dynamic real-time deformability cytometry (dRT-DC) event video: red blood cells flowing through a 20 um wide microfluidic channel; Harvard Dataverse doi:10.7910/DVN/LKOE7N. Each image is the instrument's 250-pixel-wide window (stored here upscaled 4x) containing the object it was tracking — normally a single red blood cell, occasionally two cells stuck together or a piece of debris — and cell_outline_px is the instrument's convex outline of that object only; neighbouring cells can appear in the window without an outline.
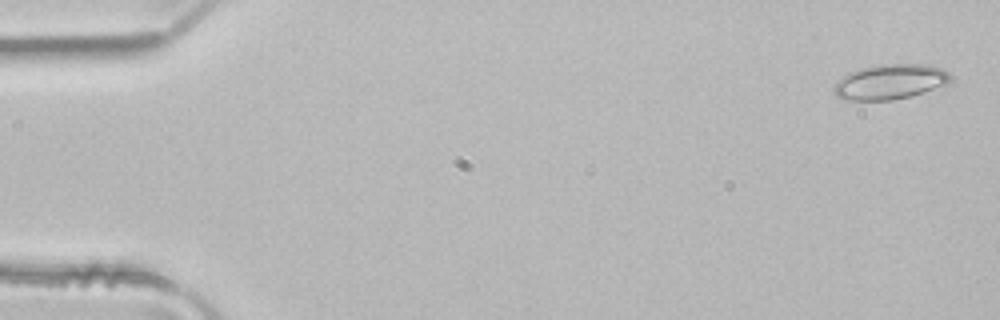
{"species": "common noctule bat (a hibernating species)", "species_latin": "Nyctalus noctula", "temperature_condition": "room temperature", "stored_images_in_passage": 4, "camera_frame_rate_fps": 3000, "um_per_image_px": 0.085, "animal": {"sex": "male", "body_mass_g": 21.5, "forearm_length_mm": 52.0}, "frame": {"image": 1, "passage_image": 1, "time_ms": 0.0, "image_size_px": [1000, 320], "cell_outline_px": [[948, 80], [944, 84], [924, 92], [912, 96], [892, 100], [848, 100], [836, 96], [832, 88], [836, 80], [848, 72], [860, 68], [880, 64], [928, 64], [940, 68], [948, 72]], "centroid_in_image_um": [75.57, 6.95], "position_along_channel_um": 9.4, "area_um2": 23.76}}